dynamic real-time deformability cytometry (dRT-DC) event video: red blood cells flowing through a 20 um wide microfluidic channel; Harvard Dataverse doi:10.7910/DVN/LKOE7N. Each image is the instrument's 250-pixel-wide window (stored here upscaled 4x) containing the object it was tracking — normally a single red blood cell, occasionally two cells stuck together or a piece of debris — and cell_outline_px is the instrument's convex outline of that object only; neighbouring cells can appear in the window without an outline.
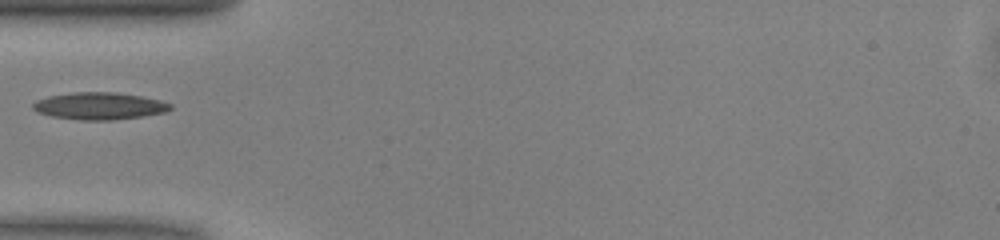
{"species": "common noctule bat (a hibernating species)", "species_latin": "Nyctalus noctula", "temperature_condition": "warm", "stored_images_in_passage": 35, "camera_frame_rate_fps": 3000, "um_per_image_px": 0.085, "animal": {"sex": "male", "body_mass_g": 13.0, "forearm_length_mm": 53.1}, "frame": {"image": 1, "passage_image": 1, "time_ms": 0.0, "image_size_px": [1000, 240], "cell_outline_px": [[172, 108], [168, 112], [144, 116], [112, 120], [80, 120], [52, 116], [40, 112], [32, 108], [32, 104], [36, 100], [48, 96], [72, 92], [116, 92], [140, 96], [160, 100], [172, 104]], "centroid_in_image_um": [8.48, 9.0], "position_along_channel_um": 76.5, "area_um2": 21.79}}